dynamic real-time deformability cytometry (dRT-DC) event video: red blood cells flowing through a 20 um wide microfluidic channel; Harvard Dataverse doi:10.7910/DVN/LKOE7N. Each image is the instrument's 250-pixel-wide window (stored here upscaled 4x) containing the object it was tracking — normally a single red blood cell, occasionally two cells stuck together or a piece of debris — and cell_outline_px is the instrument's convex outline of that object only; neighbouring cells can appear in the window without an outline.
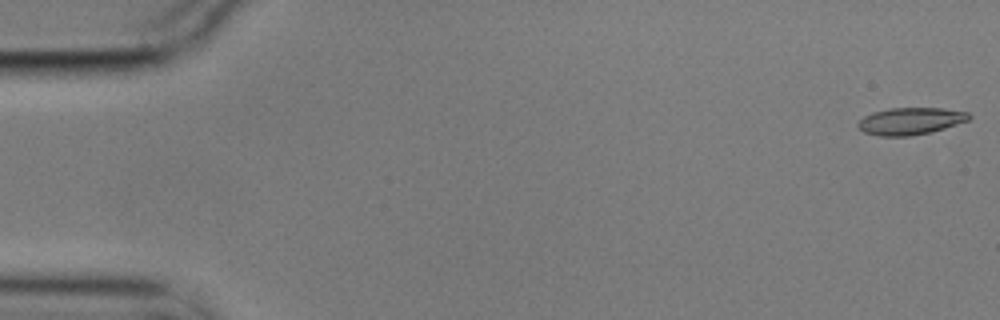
{"species": "common noctule bat (a hibernating species)", "species_latin": "Nyctalus noctula", "temperature_condition": "cold", "stored_images_in_passage": 56, "camera_frame_rate_fps": 3000, "um_per_image_px": 0.085, "animal": {"sex": "male", "body_mass_g": 17.9}, "frame": {"image": 1, "passage_image": 1, "time_ms": 0.0, "image_size_px": [1000, 320], "cell_outline_px": [[972, 116], [968, 120], [944, 128], [928, 132], [908, 136], [880, 136], [864, 132], [856, 124], [864, 116], [872, 112], [888, 108], [944, 108], [968, 112]], "centroid_in_image_um": [77.37, 10.28], "position_along_channel_um": 7.6, "area_um2": 17.4}}
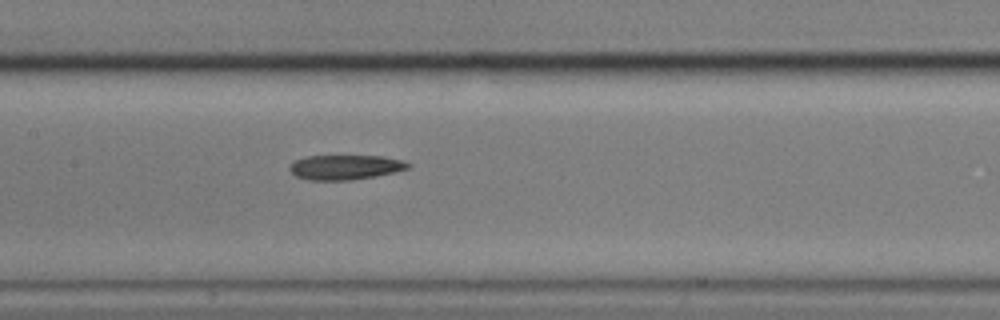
{"frame": {"image": 2, "passage_image": 27, "time_ms": 8.667, "image_size_px": [1000, 320], "cell_outline_px": [[412, 164], [408, 168], [396, 172], [376, 176], [352, 180], [308, 180], [296, 176], [288, 168], [296, 160], [304, 156], [384, 156], [404, 160]], "centroid_in_image_um": [29.39, 14.21], "position_along_channel_um": 178.0, "area_um2": 17.17}}
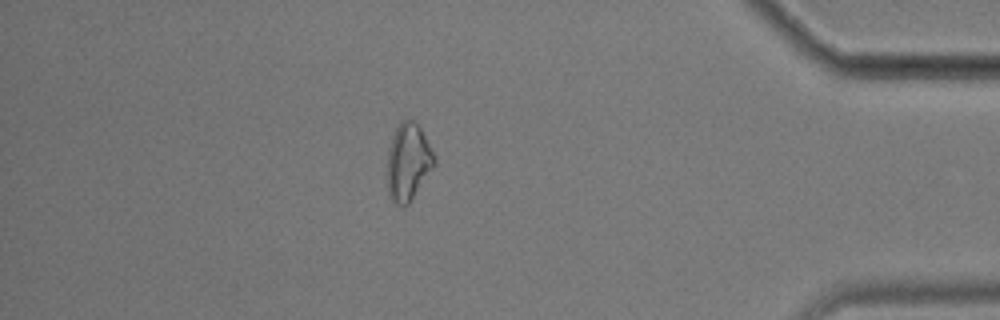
{"frame": {"image": 3, "passage_image": 49, "time_ms": 16.0, "image_size_px": [1000, 320], "cell_outline_px": [[436, 164], [408, 204], [404, 208], [396, 204], [388, 196], [388, 148], [392, 136], [400, 120], [412, 120], [420, 128], [432, 148], [436, 160]], "centroid_in_image_um": [34.7, 13.78], "position_along_channel_um": 400.5, "area_um2": 21.15}, "authors_computed_cell_mechanics": {"area_um2": 18.0914, "velocity_mm_per_s": 3.5511, "shape_relaxation_time_tau1_ms": null, "shape_relaxation_time_tau2_ms": 7.9956, "deformation_change_tau1": null, "deformation_change_tau2": 0.1848}}